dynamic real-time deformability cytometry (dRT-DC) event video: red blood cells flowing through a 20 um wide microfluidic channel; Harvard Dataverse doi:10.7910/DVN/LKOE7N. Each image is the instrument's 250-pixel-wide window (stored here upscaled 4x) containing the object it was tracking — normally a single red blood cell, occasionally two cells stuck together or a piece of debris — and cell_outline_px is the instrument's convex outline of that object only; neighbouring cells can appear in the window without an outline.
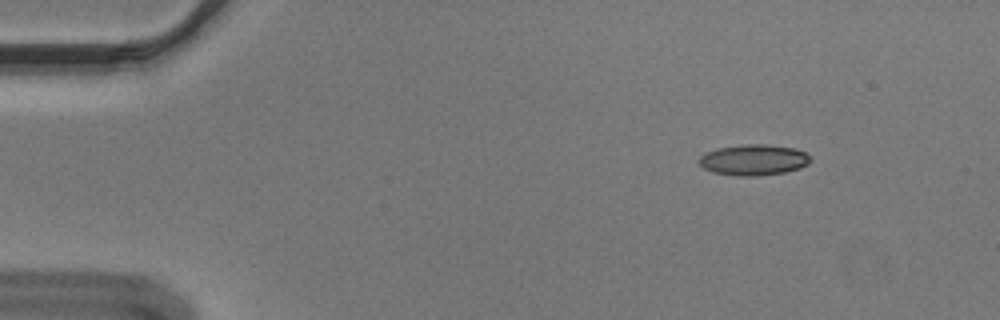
{"species": "Egyptian fruit bat (a non-hibernating species)", "species_latin": "Rousettus aegyptiacus", "temperature_condition": "cold", "stored_images_in_passage": 55, "camera_frame_rate_fps": 3000, "um_per_image_px": 0.085, "animal": {"sex": "male"}, "frame": {"image": 1, "passage_image": 7, "time_ms": 2.0, "image_size_px": [1000, 320], "cell_outline_px": [[812, 160], [808, 164], [800, 168], [784, 172], [756, 176], [736, 176], [712, 172], [704, 168], [696, 160], [700, 156], [716, 148], [744, 144], [764, 144], [792, 148], [804, 152]], "centroid_in_image_um": [64.02, 13.59], "position_along_channel_um": 21.0, "area_um2": 20.0}}
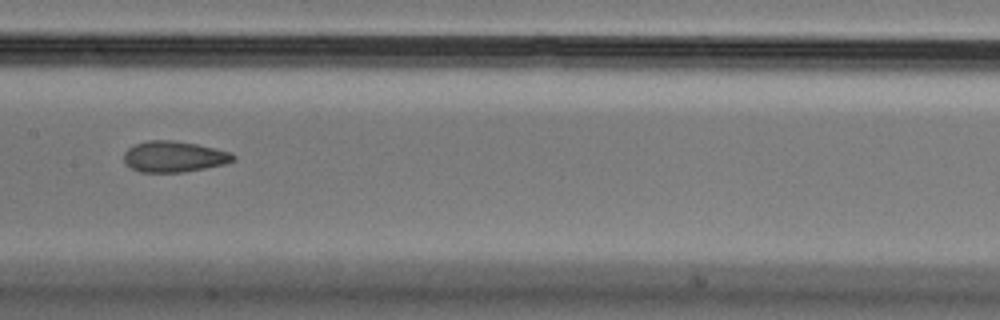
{"frame": {"image": 2, "passage_image": 28, "time_ms": 9.0, "image_size_px": [1000, 320], "cell_outline_px": [[236, 160], [224, 164], [184, 172], [140, 172], [124, 164], [124, 152], [128, 148], [136, 144], [148, 140], [172, 140], [196, 144], [232, 152], [236, 156]], "centroid_in_image_um": [14.79, 13.31], "position_along_channel_um": 192.6, "area_um2": 19.77}}
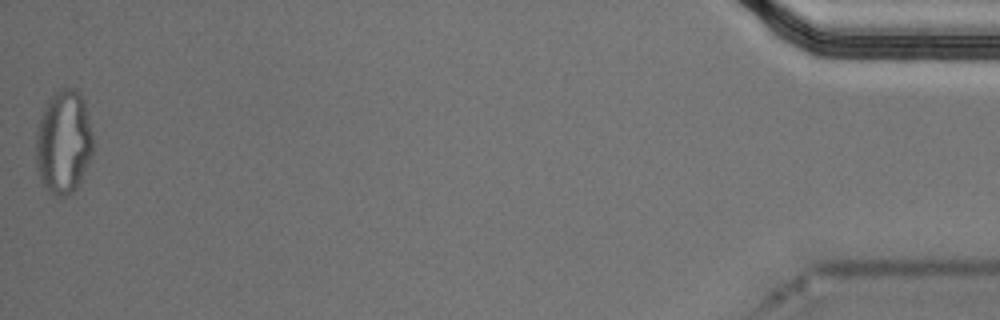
{"frame": {"image": 3, "passage_image": 55, "time_ms": 18.0, "image_size_px": [1000, 320], "cell_outline_px": [[92, 156], [76, 188], [68, 196], [56, 196], [48, 192], [44, 188], [40, 180], [36, 168], [36, 132], [44, 108], [48, 100], [60, 88], [76, 88], [84, 100], [92, 132]], "centroid_in_image_um": [5.39, 12.1], "position_along_channel_um": 429.8, "area_um2": 34.62}, "authors_computed_cell_mechanics": {"area_um2": 19.9988, "velocity_mm_per_s": 3.6462, "shape_relaxation_time_tau1_ms": null, "shape_relaxation_time_tau2_ms": 2.5469, "deformation_change_tau1": null, "deformation_change_tau2": 0.0909}}